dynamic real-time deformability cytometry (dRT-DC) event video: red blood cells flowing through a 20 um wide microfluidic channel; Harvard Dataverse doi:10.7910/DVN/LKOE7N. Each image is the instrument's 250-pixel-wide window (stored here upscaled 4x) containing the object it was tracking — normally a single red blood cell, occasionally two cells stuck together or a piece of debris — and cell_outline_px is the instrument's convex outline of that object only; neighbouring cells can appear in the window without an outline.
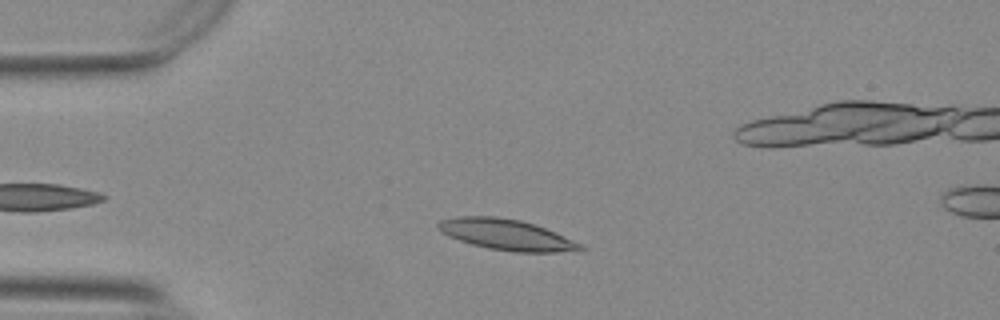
{"species": "Egyptian fruit bat (a non-hibernating species)", "species_latin": "Rousettus aegyptiacus", "temperature_condition": "warm", "stored_images_in_passage": 15, "camera_frame_rate_fps": 3000, "um_per_image_px": 0.085, "animal": {"sex": "female"}, "frame": {"image": 1, "passage_image": 11, "time_ms": 3.333, "image_size_px": [1000, 320], "cell_outline_px": [[584, 248], [580, 252], [512, 252], [488, 248], [472, 244], [448, 236], [440, 232], [436, 228], [436, 224], [440, 220], [456, 216], [496, 216], [520, 220], [556, 232], [580, 244]], "centroid_in_image_um": [43.02, 19.95], "position_along_channel_um": 42.0, "area_um2": 25.61}}